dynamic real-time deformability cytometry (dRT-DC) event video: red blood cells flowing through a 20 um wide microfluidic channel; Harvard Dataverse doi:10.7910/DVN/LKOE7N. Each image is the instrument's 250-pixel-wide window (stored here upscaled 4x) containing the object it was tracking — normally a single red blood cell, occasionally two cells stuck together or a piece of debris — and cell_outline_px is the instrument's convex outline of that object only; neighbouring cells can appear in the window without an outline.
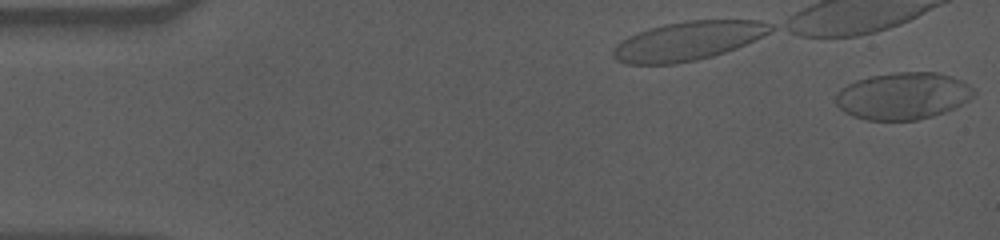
{"species": "human", "species_latin": "Homo sapiens", "temperature_condition": "cold", "stored_images_in_passage": 44, "camera_frame_rate_fps": 3000, "um_per_image_px": 0.085, "donor": {"sex": "male"}, "frame": {"image": 1, "passage_image": 1, "time_ms": 0.0, "image_size_px": [1000, 240], "cell_outline_px": [[976, 96], [956, 108], [932, 116], [916, 120], [868, 120], [852, 116], [844, 112], [836, 104], [836, 92], [840, 88], [856, 80], [872, 76], [896, 72], [936, 72], [952, 76], [976, 88]], "centroid_in_image_um": [76.79, 8.15], "position_along_channel_um": 8.2, "area_um2": 38.15}}
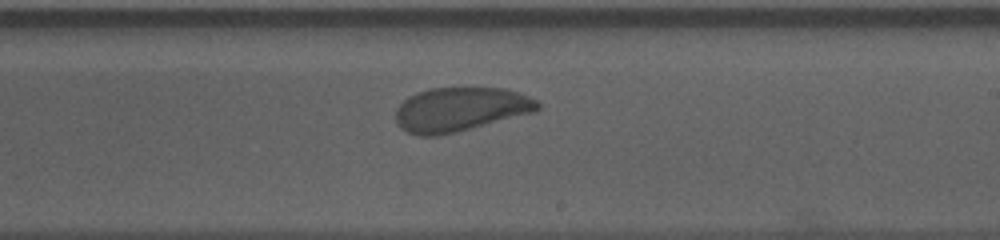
{"frame": {"image": 2, "passage_image": 26, "time_ms": 8.333, "image_size_px": [1000, 240], "cell_outline_px": [[540, 108], [536, 112], [456, 132], [436, 136], [420, 136], [408, 132], [400, 128], [396, 120], [396, 108], [408, 96], [416, 92], [432, 88], [504, 88], [528, 96], [536, 100], [540, 104]], "centroid_in_image_um": [39.12, 9.3], "position_along_channel_um": 249.9, "area_um2": 36.47}}
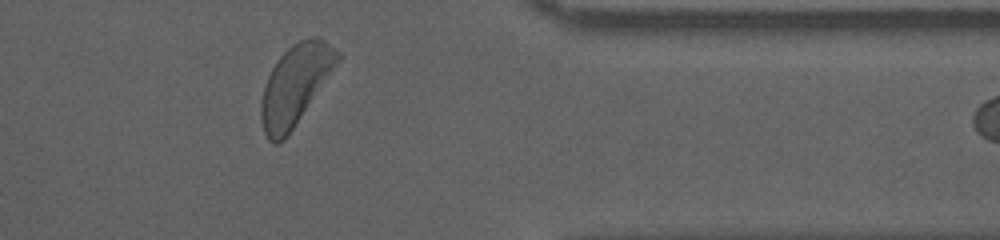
{"frame": {"image": 3, "passage_image": 39, "time_ms": 12.667, "image_size_px": [1000, 240], "cell_outline_px": [[340, 60], [288, 136], [284, 140], [276, 144], [272, 144], [268, 140], [264, 132], [260, 120], [260, 104], [264, 88], [268, 76], [272, 68], [280, 56], [292, 44], [300, 40], [312, 36], [316, 36], [324, 40], [340, 52]], "centroid_in_image_um": [25.08, 7.24], "position_along_channel_um": 386.3, "area_um2": 35.43}, "authors_computed_cell_mechanics": {"area_um2": 36.5585, "velocity_mm_per_s": 3.5046, "shape_relaxation_time_tau1_ms": 3.5655, "shape_relaxation_time_tau2_ms": 1.3275, "deformation_change_tau1": 0.1136, "deformation_change_tau2": 0.0526}}